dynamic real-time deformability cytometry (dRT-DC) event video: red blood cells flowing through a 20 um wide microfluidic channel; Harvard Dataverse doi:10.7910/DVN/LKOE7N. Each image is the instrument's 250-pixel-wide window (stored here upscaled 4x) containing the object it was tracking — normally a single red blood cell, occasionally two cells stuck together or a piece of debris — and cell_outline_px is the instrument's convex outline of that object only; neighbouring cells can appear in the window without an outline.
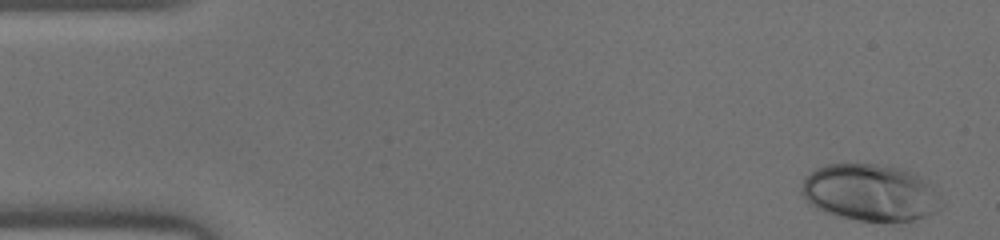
{"species": "human", "species_latin": "Homo sapiens", "temperature_condition": "warm", "stored_images_in_passage": 45, "camera_frame_rate_fps": 3000, "um_per_image_px": 0.085, "donor": {"sex": "male"}, "frame": {"image": 1, "passage_image": 1, "time_ms": 0.0, "image_size_px": [1000, 240], "cell_outline_px": [[944, 204], [936, 212], [916, 220], [884, 224], [860, 220], [840, 216], [824, 212], [816, 208], [800, 192], [800, 188], [804, 176], [816, 168], [828, 164], [872, 164], [896, 168], [908, 172], [924, 180], [928, 184]], "centroid_in_image_um": [73.94, 16.41], "position_along_channel_um": 11.1, "area_um2": 46.3}}
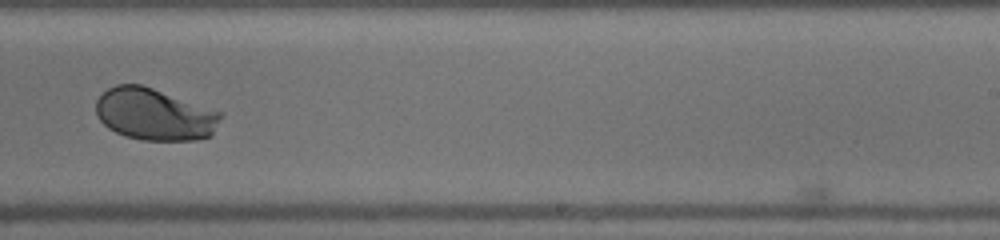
{"frame": {"image": 2, "passage_image": 28, "time_ms": 9.0, "image_size_px": [1000, 240], "cell_outline_px": [[224, 112], [212, 136], [196, 140], [144, 140], [124, 136], [108, 128], [100, 120], [96, 112], [96, 100], [108, 88], [116, 84], [140, 84]], "centroid_in_image_um": [13.16, 9.72], "position_along_channel_um": 275.8, "area_um2": 37.86}}
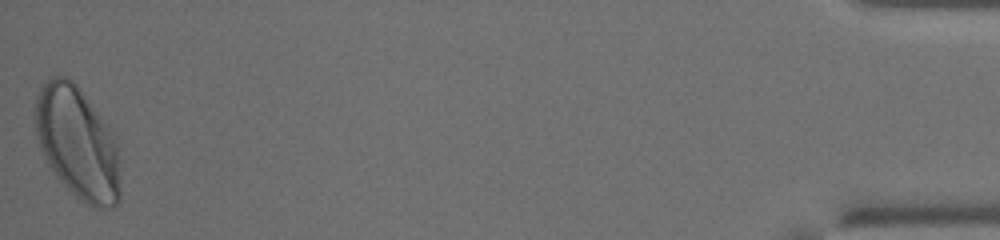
{"frame": {"image": 3, "passage_image": 45, "time_ms": 14.667, "image_size_px": [1000, 240], "cell_outline_px": [[120, 200], [112, 208], [92, 208], [80, 200], [56, 176], [48, 164], [40, 148], [36, 136], [32, 116], [36, 96], [40, 84], [48, 76], [68, 76], [76, 84], [112, 128], [116, 136], [120, 188]], "centroid_in_image_um": [6.56, 12.1], "position_along_channel_um": 428.6, "area_um2": 56.76}}